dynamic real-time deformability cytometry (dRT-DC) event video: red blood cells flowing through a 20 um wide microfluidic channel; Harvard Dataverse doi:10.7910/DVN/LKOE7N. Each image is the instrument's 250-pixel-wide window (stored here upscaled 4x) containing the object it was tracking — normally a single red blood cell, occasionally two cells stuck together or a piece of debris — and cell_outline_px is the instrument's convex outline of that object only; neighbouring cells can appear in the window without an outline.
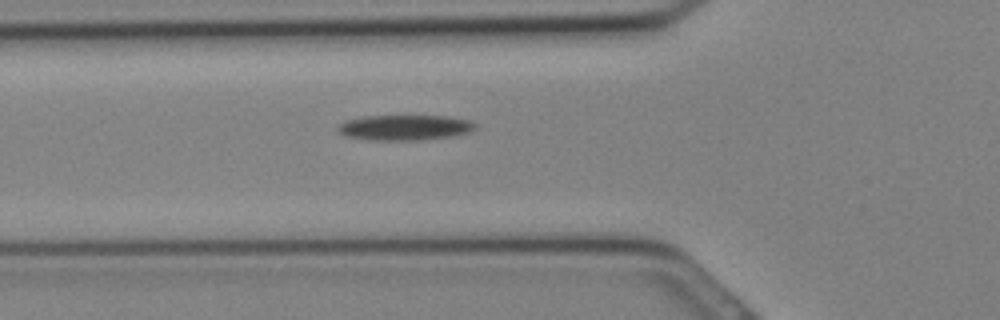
{"species": "Egyptian fruit bat (a non-hibernating species)", "species_latin": "Rousettus aegyptiacus", "temperature_condition": "cold", "stored_images_in_passage": 12, "camera_frame_rate_fps": 3000, "um_per_image_px": 0.085, "animal": {"sex": "female"}, "frame": {"image": 1, "passage_image": 4, "time_ms": 1.0, "image_size_px": [1000, 320], "cell_outline_px": [[476, 128], [472, 132], [456, 136], [420, 140], [368, 140], [344, 136], [336, 128], [344, 120], [360, 116], [448, 116], [468, 120], [476, 124]], "centroid_in_image_um": [34.4, 10.84], "position_along_channel_um": 91.4, "area_um2": 20.63}}
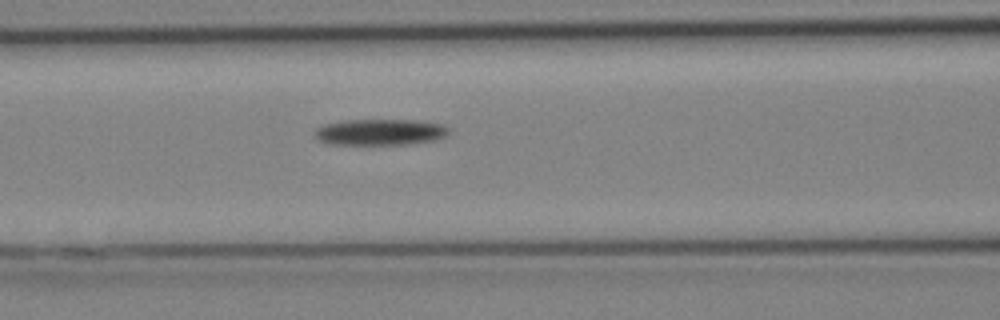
{"frame": {"image": 2, "passage_image": 6, "time_ms": 1.667, "image_size_px": [1000, 320], "cell_outline_px": [[448, 132], [444, 136], [436, 140], [412, 144], [332, 144], [320, 140], [316, 136], [316, 128], [324, 124], [348, 120], [408, 120], [444, 124], [448, 128]], "centroid_in_image_um": [32.34, 11.23], "position_along_channel_um": 134.3, "area_um2": 20.17}}
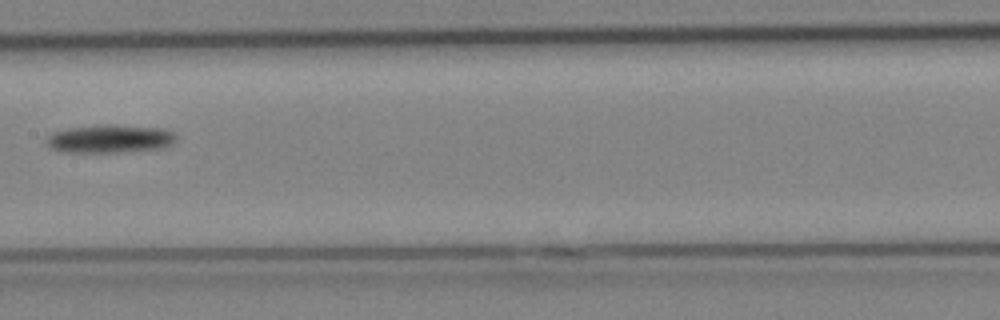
{"frame": {"image": 3, "passage_image": 9, "time_ms": 2.667, "image_size_px": [1000, 320], "cell_outline_px": [[176, 140], [172, 144], [164, 148], [124, 152], [60, 152], [52, 148], [44, 140], [52, 132], [68, 128], [104, 124], [112, 124], [164, 128], [176, 132]], "centroid_in_image_um": [9.38, 11.79], "position_along_channel_um": 198.0, "area_um2": 21.73}}